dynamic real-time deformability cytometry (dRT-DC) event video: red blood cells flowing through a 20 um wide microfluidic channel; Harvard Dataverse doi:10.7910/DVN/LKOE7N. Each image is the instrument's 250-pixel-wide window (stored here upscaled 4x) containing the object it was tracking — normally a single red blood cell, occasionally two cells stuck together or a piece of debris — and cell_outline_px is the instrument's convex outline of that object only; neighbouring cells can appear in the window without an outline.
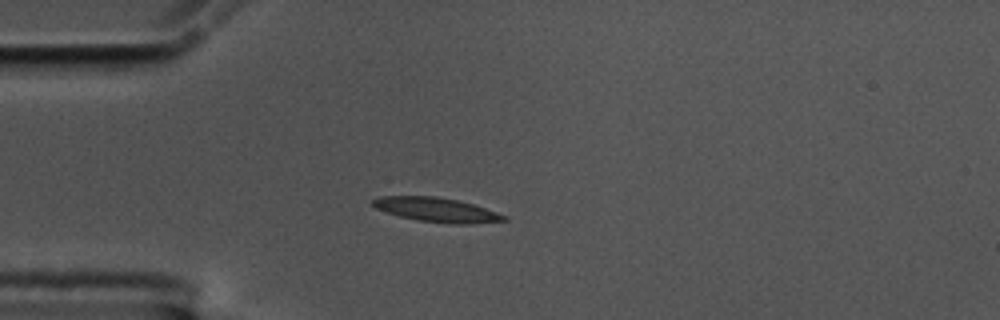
{"species": "common noctule bat (a hibernating species)", "species_latin": "Nyctalus noctula", "temperature_condition": "cold", "stored_images_in_passage": 43, "camera_frame_rate_fps": 3000, "um_per_image_px": 0.085, "animal": {"sex": "male", "body_mass_g": 17.5, "forearm_length_mm": 52.3}, "frame": {"image": 1, "passage_image": 1, "time_ms": 0.0, "image_size_px": [1000, 320], "cell_outline_px": [[508, 220], [468, 224], [452, 224], [416, 220], [400, 216], [376, 208], [372, 204], [372, 200], [380, 196], [436, 196], [456, 200], [472, 204], [508, 216]], "centroid_in_image_um": [37.12, 17.83], "position_along_channel_um": 47.9, "area_um2": 18.38}}
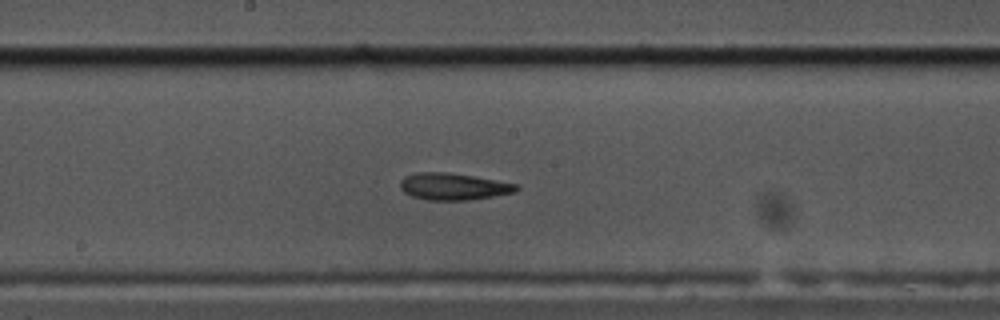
{"frame": {"image": 2, "passage_image": 16, "time_ms": 5.0, "image_size_px": [1000, 320], "cell_outline_px": [[520, 188], [516, 192], [468, 200], [428, 200], [412, 196], [404, 192], [400, 188], [400, 180], [404, 176], [416, 172], [448, 172], [520, 184]], "centroid_in_image_um": [38.54, 15.85], "position_along_channel_um": 209.7, "area_um2": 18.26}}
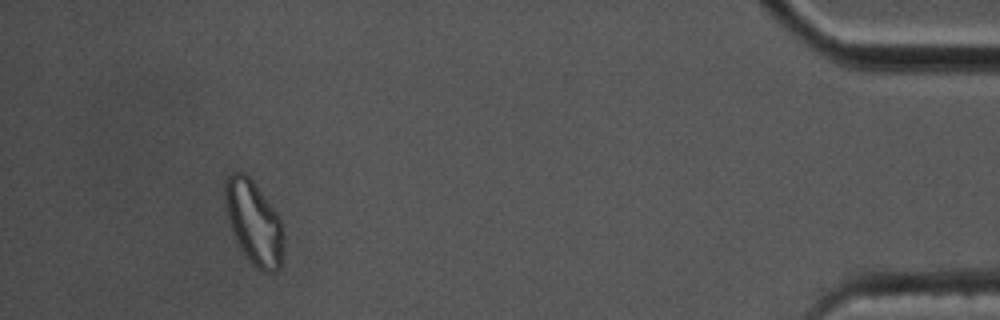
{"frame": {"image": 3, "passage_image": 39, "time_ms": 12.667, "image_size_px": [1000, 320], "cell_outline_px": [[284, 244], [280, 268], [276, 272], [260, 272], [252, 264], [240, 248], [232, 232], [228, 220], [224, 204], [224, 180], [232, 172], [244, 172], [256, 184], [280, 216], [284, 236]], "centroid_in_image_um": [21.58, 18.92], "position_along_channel_um": 413.6, "area_um2": 29.13}, "authors_computed_cell_mechanics": {"area_um2": 18.3804, "velocity_mm_per_s": 3.5064, "shape_relaxation_time_tau1_ms": 10.805, "shape_relaxation_time_tau2_ms": 3.5701, "deformation_change_tau1": 0.2891, "deformation_change_tau2": 0.1047}}